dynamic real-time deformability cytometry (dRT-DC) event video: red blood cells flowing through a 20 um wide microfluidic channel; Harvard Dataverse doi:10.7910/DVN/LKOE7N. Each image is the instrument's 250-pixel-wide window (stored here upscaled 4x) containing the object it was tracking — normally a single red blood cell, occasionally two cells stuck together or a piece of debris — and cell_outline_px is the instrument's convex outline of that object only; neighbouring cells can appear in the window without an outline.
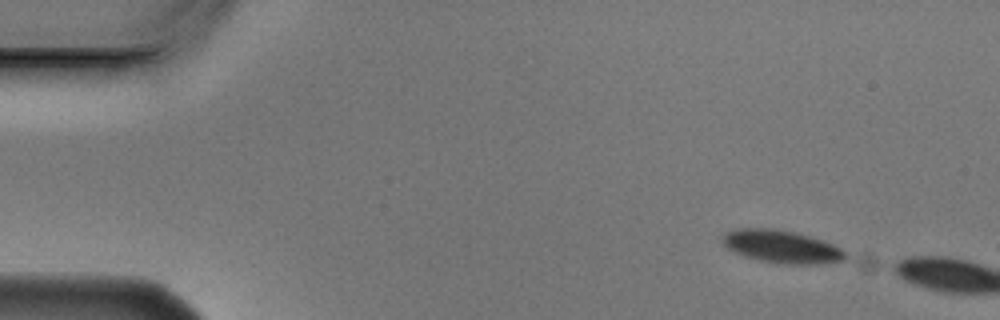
{"species": "Egyptian fruit bat (a non-hibernating species)", "species_latin": "Rousettus aegyptiacus", "temperature_condition": "cold", "stored_images_in_passage": 3, "camera_frame_rate_fps": 3000, "um_per_image_px": 0.085, "animal": {"sex": "male"}, "frame": {"image": 1, "passage_image": 1, "time_ms": 0.0, "image_size_px": [1000, 320], "cell_outline_px": [[844, 260], [816, 264], [780, 264], [760, 260], [744, 256], [728, 248], [720, 240], [720, 236], [728, 232], [740, 228], [772, 228], [796, 232], [832, 244], [840, 248], [844, 252]], "centroid_in_image_um": [66.38, 20.96], "position_along_channel_um": 18.6, "area_um2": 23.18}}